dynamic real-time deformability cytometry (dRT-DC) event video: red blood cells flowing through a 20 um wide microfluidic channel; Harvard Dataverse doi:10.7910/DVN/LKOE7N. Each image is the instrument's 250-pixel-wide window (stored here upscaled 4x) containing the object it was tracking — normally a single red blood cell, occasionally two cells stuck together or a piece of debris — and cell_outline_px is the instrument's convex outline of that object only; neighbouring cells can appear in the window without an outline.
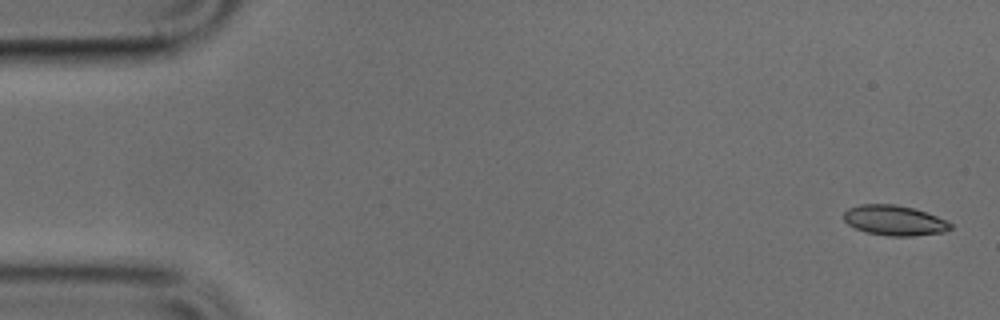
{"species": "common noctule bat (a hibernating species)", "species_latin": "Nyctalus noctula", "temperature_condition": "cold", "stored_images_in_passage": 43, "camera_frame_rate_fps": 3000, "um_per_image_px": 0.085, "animal": {"sex": "male", "body_mass_g": 17.9, "forearm_length_mm": 54.2}, "frame": {"image": 1, "passage_image": 1, "time_ms": 0.0, "image_size_px": [1000, 320], "cell_outline_px": [[952, 228], [944, 232], [912, 236], [888, 236], [868, 232], [856, 228], [848, 224], [844, 220], [844, 212], [848, 208], [860, 204], [896, 204], [912, 208], [948, 220], [952, 224]], "centroid_in_image_um": [76.03, 18.73], "position_along_channel_um": 9.0, "area_um2": 18.67}}
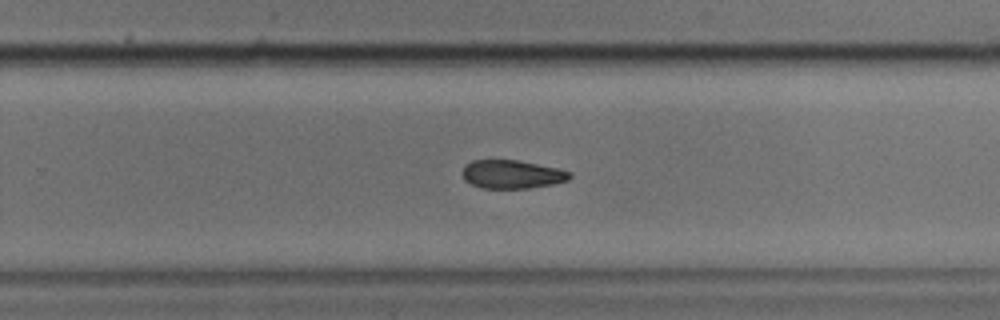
{"frame": {"image": 2, "passage_image": 31, "time_ms": 10.0, "image_size_px": [1000, 320], "cell_outline_px": [[572, 176], [568, 180], [556, 184], [528, 188], [480, 188], [464, 180], [460, 172], [464, 164], [472, 160], [516, 160], [556, 168], [572, 172]], "centroid_in_image_um": [43.48, 14.82], "position_along_channel_um": 286.3, "area_um2": 17.98}}
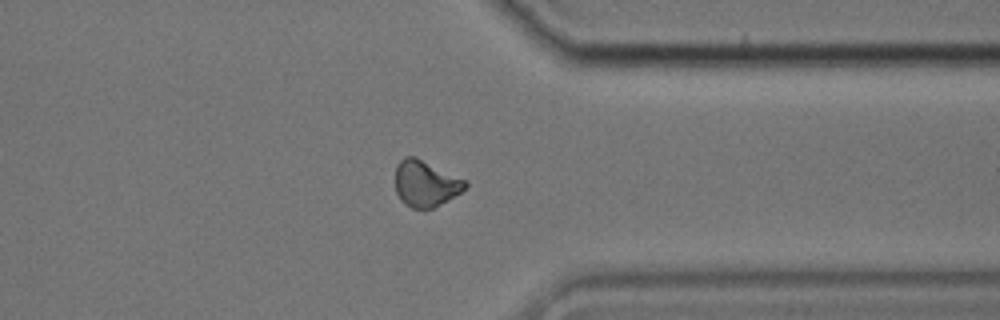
{"frame": {"image": 3, "passage_image": 38, "time_ms": 12.333, "image_size_px": [1000, 320], "cell_outline_px": [[468, 184], [460, 192], [440, 204], [432, 208], [412, 208], [404, 204], [400, 200], [396, 192], [396, 164], [400, 160], [408, 156], [416, 156], [468, 180]], "centroid_in_image_um": [36.17, 15.58], "position_along_channel_um": 375.2, "area_um2": 18.9}}